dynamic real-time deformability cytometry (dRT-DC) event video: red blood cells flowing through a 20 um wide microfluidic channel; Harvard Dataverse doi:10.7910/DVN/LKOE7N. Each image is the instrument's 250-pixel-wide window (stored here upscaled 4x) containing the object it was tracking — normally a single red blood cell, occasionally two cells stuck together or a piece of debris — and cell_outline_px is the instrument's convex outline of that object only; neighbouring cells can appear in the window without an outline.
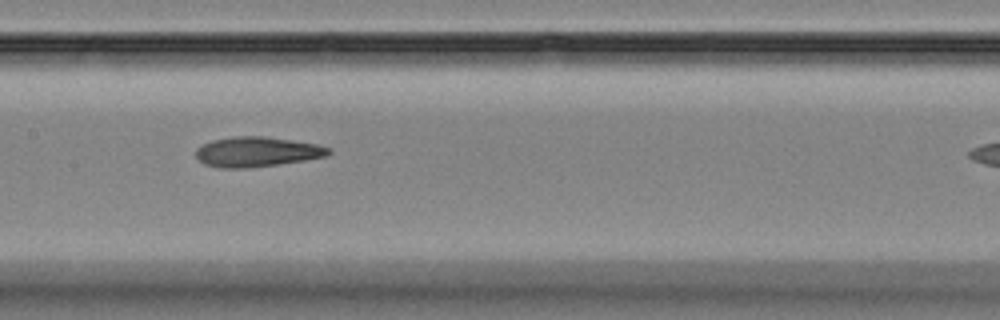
{"species": "Egyptian fruit bat (a non-hibernating species)", "species_latin": "Rousettus aegyptiacus", "temperature_condition": "room temperature", "stored_images_in_passage": 8, "segment_of_instrument_passage": [1, 2], "camera_frame_rate_fps": 3000, "um_per_image_px": 0.085, "animal": {"sex": "female"}, "frame": {"image": 1, "passage_image": 4, "time_ms": 3.333, "image_size_px": [1000, 320], "cell_outline_px": [[332, 152], [328, 156], [304, 160], [248, 168], [220, 168], [204, 164], [196, 156], [196, 148], [212, 140], [232, 136], [264, 136], [292, 140], [316, 144], [332, 148]], "centroid_in_image_um": [21.85, 12.9], "position_along_channel_um": 185.6, "area_um2": 23.18}}
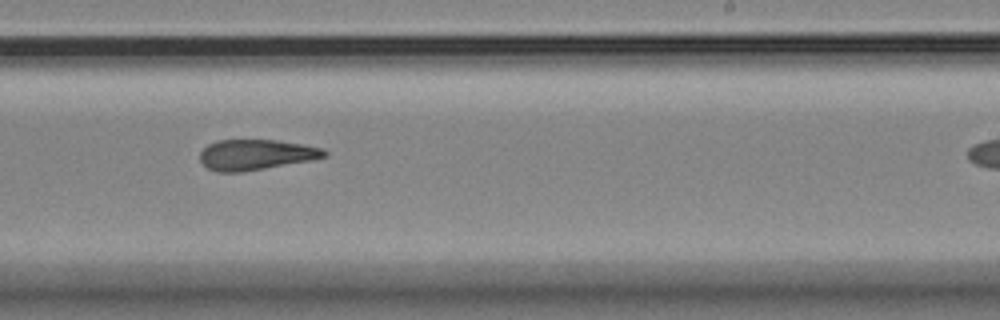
{"frame": {"image": 2, "passage_image": 6, "time_ms": 5.667, "image_size_px": [1000, 320], "cell_outline_px": [[328, 156], [312, 160], [240, 172], [216, 172], [208, 168], [200, 160], [200, 152], [208, 144], [216, 140], [276, 140], [304, 144], [324, 148], [328, 152]], "centroid_in_image_um": [21.78, 13.14], "position_along_channel_um": 267.2, "area_um2": 22.14}}
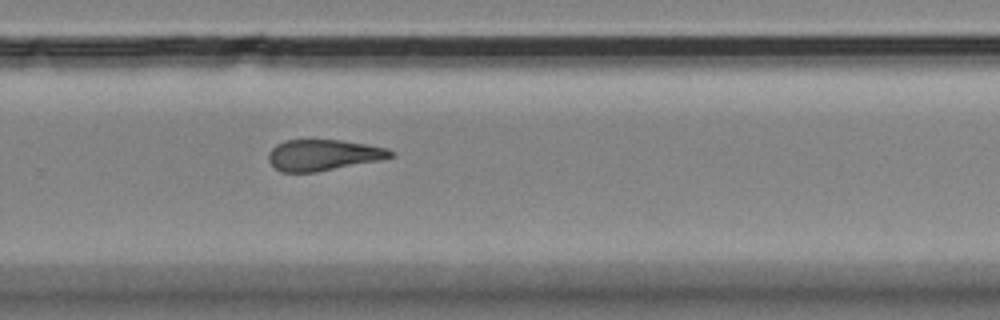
{"frame": {"image": 3, "passage_image": 7, "time_ms": 6.667, "image_size_px": [1000, 320], "cell_outline_px": [[392, 156], [380, 160], [316, 172], [280, 172], [268, 160], [268, 152], [276, 144], [284, 140], [340, 140], [388, 148], [392, 152]], "centroid_in_image_um": [27.43, 13.18], "position_along_channel_um": 302.4, "area_um2": 21.91}}